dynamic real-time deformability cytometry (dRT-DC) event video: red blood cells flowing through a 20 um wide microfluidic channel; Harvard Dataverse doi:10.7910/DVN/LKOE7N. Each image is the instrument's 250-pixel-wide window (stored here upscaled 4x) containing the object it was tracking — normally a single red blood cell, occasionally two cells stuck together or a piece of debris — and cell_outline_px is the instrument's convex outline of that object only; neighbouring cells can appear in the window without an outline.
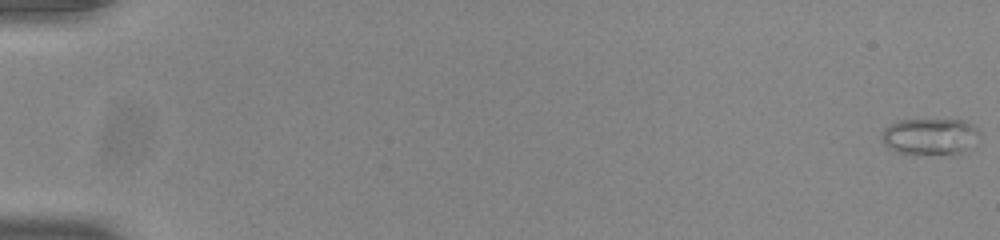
{"species": "common noctule bat (a hibernating species)", "species_latin": "Nyctalus noctula", "temperature_condition": "room temperature", "stored_images_in_passage": 55, "camera_frame_rate_fps": 3000, "um_per_image_px": 0.085, "animal": {"sex": "male", "body_mass_g": 20.0, "forearm_length_mm": 53.3}, "frame": {"image": 1, "passage_image": 1, "time_ms": 0.0, "image_size_px": [1000, 240], "cell_outline_px": [[980, 132], [968, 148], [964, 152], [956, 156], [912, 156], [900, 152], [884, 144], [880, 136], [884, 128], [888, 124], [896, 120], [964, 120], [972, 124]], "centroid_in_image_um": [79.02, 11.65], "position_along_channel_um": 6.0, "area_um2": 21.56}}
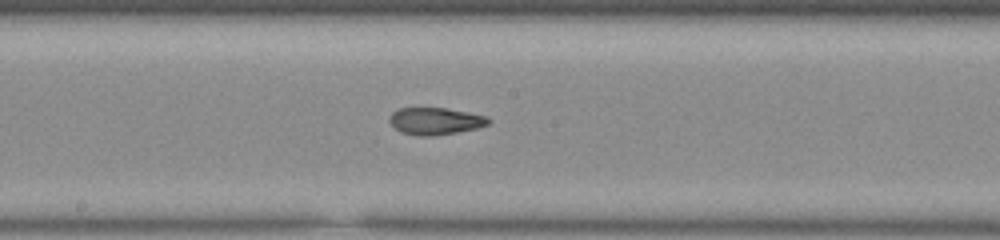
{"frame": {"image": 2, "passage_image": 31, "time_ms": 10.0, "image_size_px": [1000, 240], "cell_outline_px": [[492, 120], [488, 124], [476, 128], [456, 132], [432, 136], [416, 136], [400, 132], [388, 120], [388, 116], [392, 112], [400, 108], [448, 108], [488, 116]], "centroid_in_image_um": [36.99, 10.29], "position_along_channel_um": 211.2, "area_um2": 15.72}}
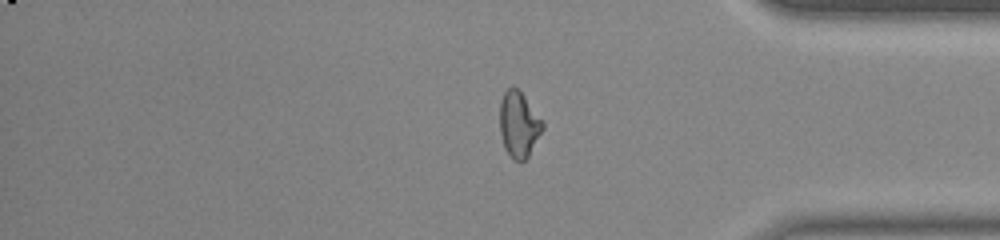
{"frame": {"image": 3, "passage_image": 46, "time_ms": 15.0, "image_size_px": [1000, 240], "cell_outline_px": [[544, 128], [528, 156], [524, 160], [512, 160], [504, 148], [500, 132], [500, 100], [504, 92], [512, 84], [524, 96], [544, 124]], "centroid_in_image_um": [44.07, 10.58], "position_along_channel_um": 391.1, "area_um2": 16.24}, "authors_computed_cell_mechanics": {"area_um2": 16.5308, "velocity_mm_per_s": 3.9059, "shape_relaxation_time_tau1_ms": null, "shape_relaxation_time_tau2_ms": 1.9746, "deformation_change_tau1": null, "deformation_change_tau2": 0.0917}}